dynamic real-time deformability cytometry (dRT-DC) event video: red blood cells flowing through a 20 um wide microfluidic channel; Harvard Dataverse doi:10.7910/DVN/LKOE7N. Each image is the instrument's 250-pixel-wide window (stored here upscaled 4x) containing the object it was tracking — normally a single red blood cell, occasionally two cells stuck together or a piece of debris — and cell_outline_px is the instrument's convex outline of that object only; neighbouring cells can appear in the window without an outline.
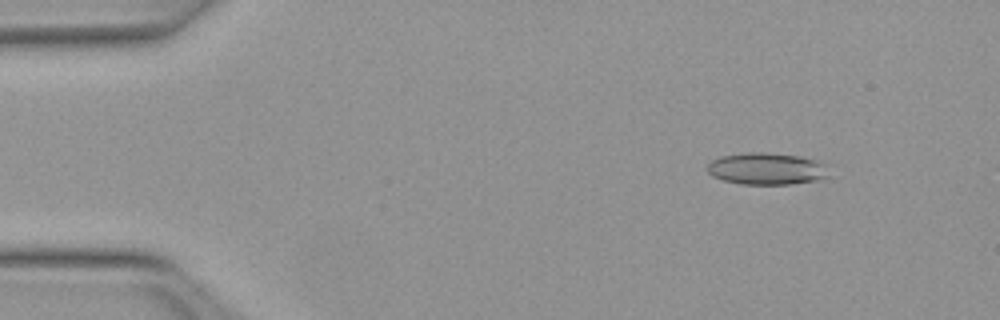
{"species": "Egyptian fruit bat (a non-hibernating species)", "species_latin": "Rousettus aegyptiacus", "temperature_condition": "warm", "stored_images_in_passage": 51, "camera_frame_rate_fps": 3000, "um_per_image_px": 0.085, "animal": {"sex": "female"}, "frame": {"image": 1, "passage_image": 6, "time_ms": 1.667, "image_size_px": [1000, 320], "cell_outline_px": [[832, 176], [820, 180], [788, 184], [740, 184], [724, 180], [712, 176], [708, 172], [708, 164], [712, 160], [720, 156], [748, 152], [768, 152], [800, 156], [816, 160], [828, 164]], "centroid_in_image_um": [65.25, 14.34], "position_along_channel_um": 19.7, "area_um2": 23.06}}
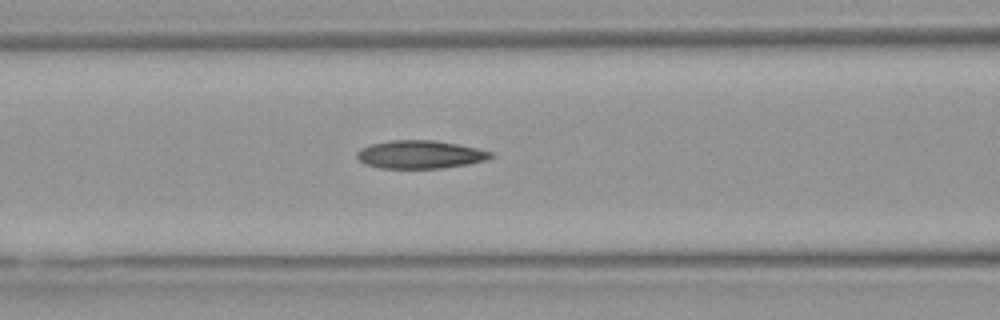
{"frame": {"image": 2, "passage_image": 21, "time_ms": 6.667, "image_size_px": [1000, 320], "cell_outline_px": [[496, 156], [488, 160], [468, 164], [444, 168], [380, 168], [364, 164], [356, 156], [356, 152], [360, 148], [368, 144], [392, 140], [436, 140], [476, 148], [492, 152]], "centroid_in_image_um": [35.71, 13.13], "position_along_channel_um": 130.9, "area_um2": 22.14}}
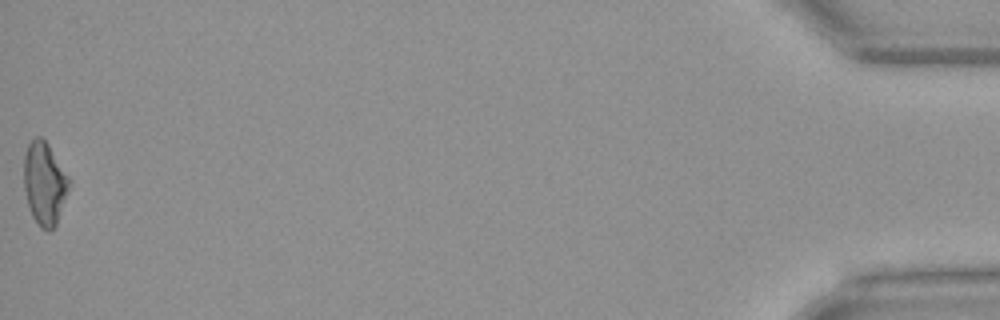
{"frame": {"image": 3, "passage_image": 51, "time_ms": 16.667, "image_size_px": [1000, 320], "cell_outline_px": [[72, 180], [56, 224], [48, 232], [40, 228], [32, 216], [28, 208], [24, 188], [24, 156], [28, 144], [36, 136], [40, 136], [48, 144]], "centroid_in_image_um": [3.79, 15.6], "position_along_channel_um": 431.4, "area_um2": 21.96}, "authors_computed_cell_mechanics": {"area_um2": 21.5016, "velocity_mm_per_s": 4.0224, "shape_relaxation_time_tau1_ms": null, "shape_relaxation_time_tau2_ms": 3.1603, "deformation_change_tau1": null, "deformation_change_tau2": 0.1163}}